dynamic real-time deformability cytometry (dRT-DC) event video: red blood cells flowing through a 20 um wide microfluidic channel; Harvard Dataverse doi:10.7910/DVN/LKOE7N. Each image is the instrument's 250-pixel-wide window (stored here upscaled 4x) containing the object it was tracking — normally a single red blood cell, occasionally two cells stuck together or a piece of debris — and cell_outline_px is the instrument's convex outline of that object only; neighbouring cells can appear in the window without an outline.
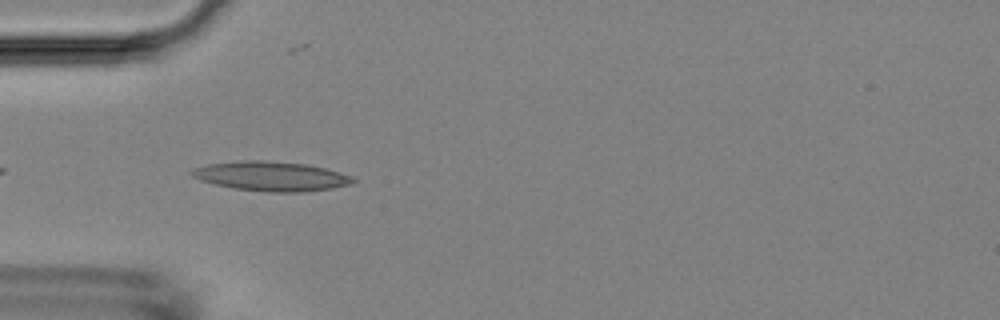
{"species": "Egyptian fruit bat (a non-hibernating species)", "species_latin": "Rousettus aegyptiacus", "temperature_condition": "room temperature", "stored_images_in_passage": 13, "camera_frame_rate_fps": 3000, "um_per_image_px": 0.085, "animal": {"sex": "female"}, "frame": {"image": 1, "passage_image": 3, "time_ms": 0.667, "image_size_px": [1000, 320], "cell_outline_px": [[356, 180], [348, 184], [332, 188], [300, 192], [268, 192], [232, 188], [200, 180], [192, 176], [188, 172], [192, 168], [208, 164], [240, 160], [260, 160], [308, 164], [324, 168], [352, 176]], "centroid_in_image_um": [22.99, 14.97], "position_along_channel_um": 62.0, "area_um2": 27.63}}
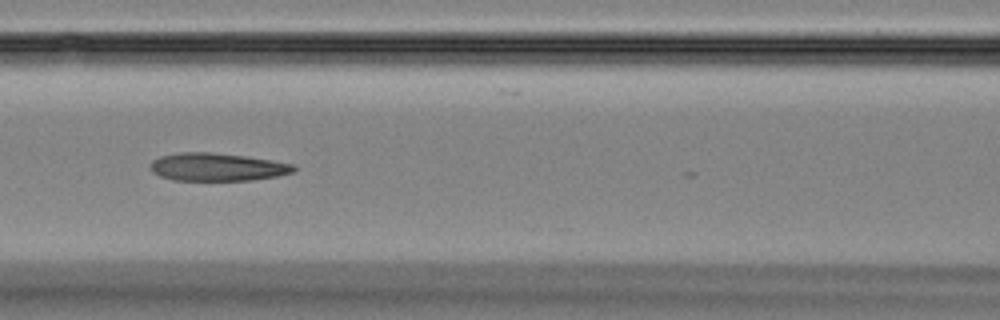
{"frame": {"image": 2, "passage_image": 10, "time_ms": 3.0, "image_size_px": [1000, 320], "cell_outline_px": [[296, 172], [276, 176], [252, 180], [172, 180], [160, 176], [152, 172], [148, 168], [148, 164], [152, 160], [160, 156], [180, 152], [208, 152], [244, 156], [272, 160], [296, 164]], "centroid_in_image_um": [18.44, 14.19], "position_along_channel_um": 148.2, "area_um2": 23.52}}